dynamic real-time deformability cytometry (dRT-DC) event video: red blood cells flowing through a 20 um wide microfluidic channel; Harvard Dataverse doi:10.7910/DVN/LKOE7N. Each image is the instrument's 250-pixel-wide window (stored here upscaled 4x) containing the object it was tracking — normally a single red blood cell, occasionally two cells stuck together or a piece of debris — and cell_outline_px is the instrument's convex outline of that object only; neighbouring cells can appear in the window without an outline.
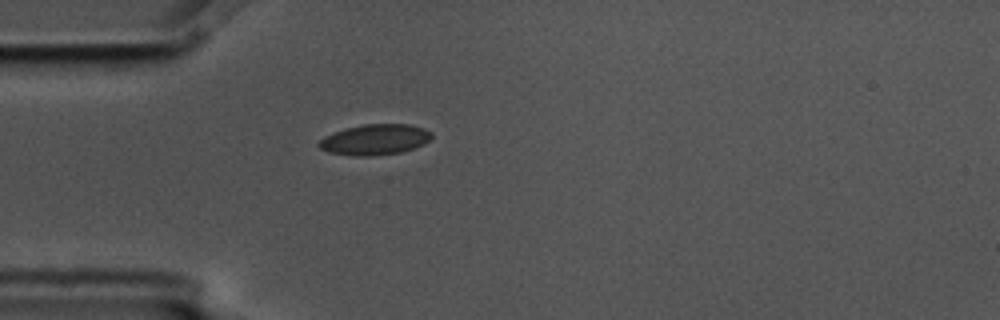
{"species": "common noctule bat (a hibernating species)", "species_latin": "Nyctalus noctula", "temperature_condition": "cold", "stored_images_in_passage": 1, "camera_frame_rate_fps": 3000, "um_per_image_px": 0.085, "animal": {"sex": "male", "body_mass_g": 17.5, "forearm_length_mm": 52.3}, "frame": {"image": 1, "passage_image": 1, "time_ms": 0.0, "image_size_px": [1000, 320], "cell_outline_px": [[432, 136], [424, 144], [400, 152], [368, 156], [356, 156], [328, 152], [320, 148], [316, 144], [324, 136], [332, 132], [344, 128], [364, 124], [408, 124], [424, 128], [432, 132]], "centroid_in_image_um": [31.83, 11.85], "position_along_channel_um": 53.2, "area_um2": 20.11}}